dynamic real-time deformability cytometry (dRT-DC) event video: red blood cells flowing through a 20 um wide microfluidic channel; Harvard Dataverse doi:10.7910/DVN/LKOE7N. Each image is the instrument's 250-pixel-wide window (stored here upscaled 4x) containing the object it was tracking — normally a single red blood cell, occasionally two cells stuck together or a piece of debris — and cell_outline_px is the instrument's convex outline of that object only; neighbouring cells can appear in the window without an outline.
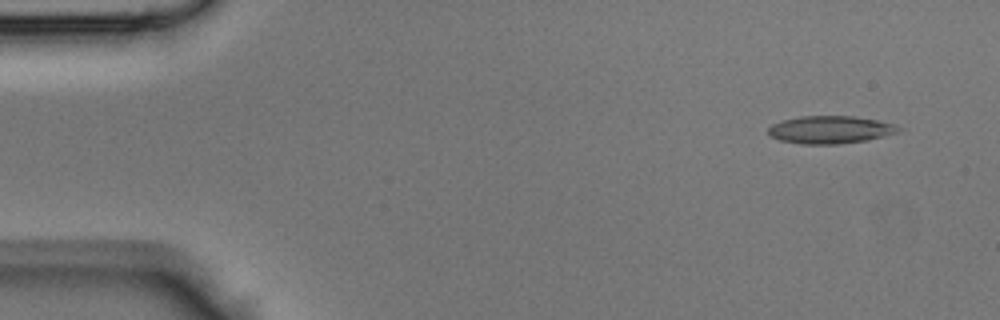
{"species": "Egyptian fruit bat (a non-hibernating species)", "species_latin": "Rousettus aegyptiacus", "temperature_condition": "room temperature", "stored_images_in_passage": 42, "camera_frame_rate_fps": 3000, "um_per_image_px": 0.085, "animal": {"sex": "male"}, "frame": {"image": 1, "passage_image": 3, "time_ms": 0.667, "image_size_px": [1000, 320], "cell_outline_px": [[904, 128], [900, 132], [868, 140], [836, 144], [804, 144], [780, 140], [768, 136], [768, 128], [772, 124], [780, 120], [800, 116], [852, 116], [876, 120], [896, 124]], "centroid_in_image_um": [70.58, 11.02], "position_along_channel_um": 14.4, "area_um2": 21.21}}
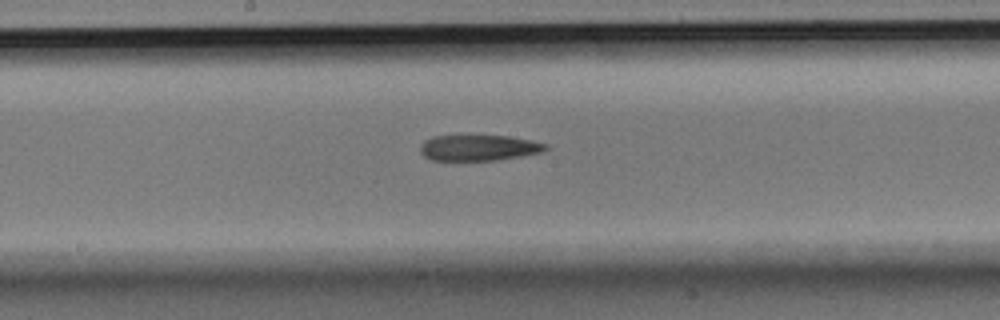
{"frame": {"image": 2, "passage_image": 22, "time_ms": 7.0, "image_size_px": [1000, 320], "cell_outline_px": [[548, 148], [544, 152], [496, 160], [432, 160], [424, 156], [420, 152], [420, 144], [424, 140], [432, 136], [508, 136], [532, 140], [548, 144]], "centroid_in_image_um": [40.7, 12.56], "position_along_channel_um": 207.5, "area_um2": 18.9}}
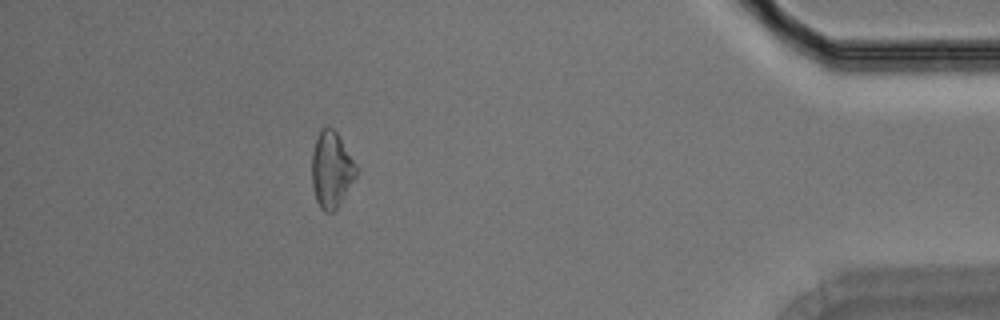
{"frame": {"image": 3, "passage_image": 38, "time_ms": 12.333, "image_size_px": [1000, 320], "cell_outline_px": [[356, 176], [336, 208], [332, 212], [324, 212], [320, 208], [316, 200], [312, 184], [312, 152], [316, 136], [320, 128], [332, 128], [336, 132], [356, 164]], "centroid_in_image_um": [28.14, 14.41], "position_along_channel_um": 407.1, "area_um2": 19.36}}